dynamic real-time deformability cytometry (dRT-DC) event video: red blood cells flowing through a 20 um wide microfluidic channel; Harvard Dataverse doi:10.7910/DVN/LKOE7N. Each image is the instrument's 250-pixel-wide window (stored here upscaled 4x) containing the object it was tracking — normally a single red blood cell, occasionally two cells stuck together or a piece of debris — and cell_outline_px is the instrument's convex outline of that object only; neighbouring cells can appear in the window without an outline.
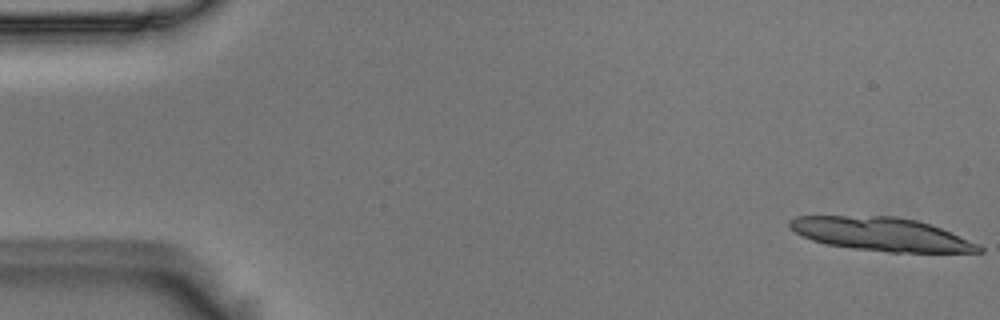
{"species": "Egyptian fruit bat (a non-hibernating species)", "species_latin": "Rousettus aegyptiacus", "temperature_condition": "room temperature", "stored_images_in_passage": 14, "camera_frame_rate_fps": 3000, "um_per_image_px": 0.085, "animal": {"sex": "male"}, "frame": {"image": 1, "passage_image": 1, "time_ms": 0.0, "image_size_px": [1000, 320], "cell_outline_px": [[984, 252], [888, 252], [852, 248], [828, 244], [812, 240], [796, 232], [788, 224], [788, 220], [796, 216], [896, 216], [916, 220], [940, 228], [980, 244], [984, 248]], "centroid_in_image_um": [74.93, 19.9], "position_along_channel_um": 10.1, "area_um2": 36.59}}